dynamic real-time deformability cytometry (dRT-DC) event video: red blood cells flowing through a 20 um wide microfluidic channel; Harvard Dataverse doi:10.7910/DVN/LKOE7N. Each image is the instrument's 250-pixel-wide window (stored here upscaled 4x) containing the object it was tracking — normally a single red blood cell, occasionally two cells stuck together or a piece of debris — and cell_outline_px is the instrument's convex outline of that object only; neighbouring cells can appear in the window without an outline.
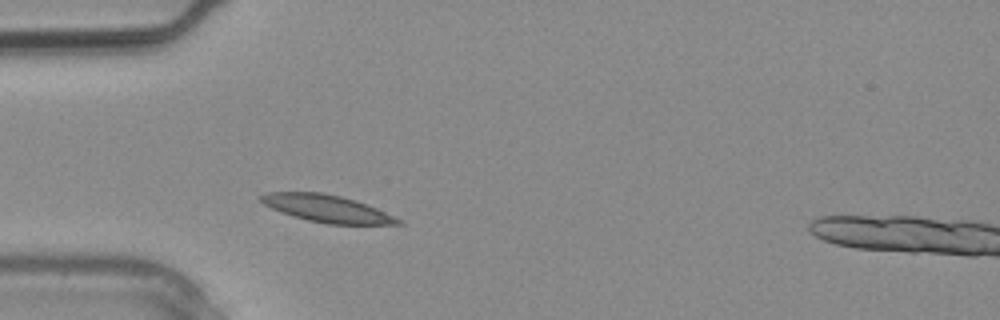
{"species": "common noctule bat (a hibernating species)", "species_latin": "Nyctalus noctula", "temperature_condition": "warm", "stored_images_in_passage": 2, "camera_frame_rate_fps": 3000, "um_per_image_px": 0.085, "animal": {"sex": "male", "body_mass_g": 20.4}, "frame": {"image": 1, "passage_image": 1, "time_ms": 0.0, "image_size_px": [1000, 320], "cell_outline_px": [[404, 224], [328, 224], [308, 220], [292, 216], [272, 208], [256, 200], [256, 196], [268, 192], [324, 192], [356, 200], [376, 208], [404, 220]], "centroid_in_image_um": [27.76, 17.72], "position_along_channel_um": 57.2, "area_um2": 21.91}}